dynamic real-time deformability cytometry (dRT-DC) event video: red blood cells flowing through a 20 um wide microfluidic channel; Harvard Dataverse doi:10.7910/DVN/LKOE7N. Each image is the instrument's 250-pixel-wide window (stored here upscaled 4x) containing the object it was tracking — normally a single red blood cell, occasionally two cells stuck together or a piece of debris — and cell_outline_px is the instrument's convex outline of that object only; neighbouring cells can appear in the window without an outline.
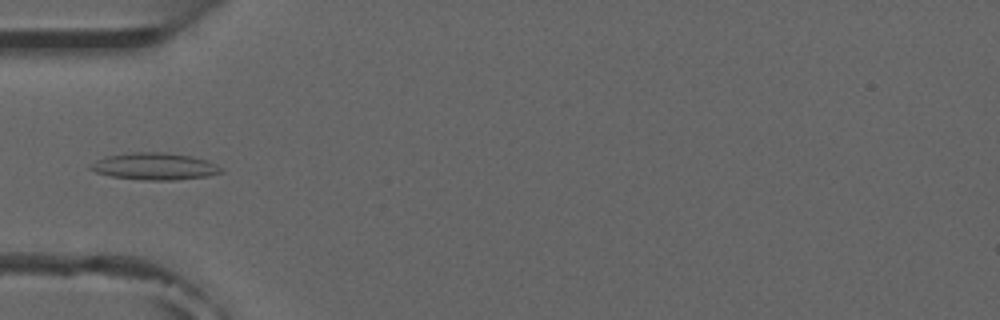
{"species": "common noctule bat (a hibernating species)", "species_latin": "Nyctalus noctula", "temperature_condition": "room temperature", "stored_images_in_passage": 5, "camera_frame_rate_fps": 3000, "um_per_image_px": 0.085, "animal": {"sex": "male", "forearm_length_mm": 52.5}, "frame": {"image": 1, "passage_image": 4, "time_ms": 3.333, "image_size_px": [1000, 320], "cell_outline_px": [[224, 172], [208, 176], [176, 180], [144, 180], [112, 176], [96, 172], [88, 168], [96, 160], [104, 156], [132, 152], [164, 152], [192, 156], [208, 160], [224, 168]], "centroid_in_image_um": [13.19, 14.13], "position_along_channel_um": 71.8, "area_um2": 20.69}}
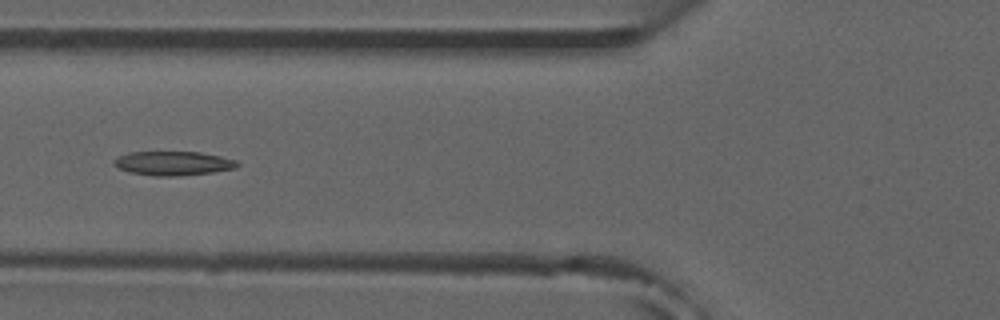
{"frame": {"image": 2, "passage_image": 5, "time_ms": 4.333, "image_size_px": [1000, 320], "cell_outline_px": [[240, 164], [236, 168], [212, 172], [176, 176], [156, 176], [132, 172], [120, 168], [112, 164], [112, 160], [128, 152], [200, 152], [220, 156], [236, 160]], "centroid_in_image_um": [14.73, 13.87], "position_along_channel_um": 111.1, "area_um2": 17.17}}